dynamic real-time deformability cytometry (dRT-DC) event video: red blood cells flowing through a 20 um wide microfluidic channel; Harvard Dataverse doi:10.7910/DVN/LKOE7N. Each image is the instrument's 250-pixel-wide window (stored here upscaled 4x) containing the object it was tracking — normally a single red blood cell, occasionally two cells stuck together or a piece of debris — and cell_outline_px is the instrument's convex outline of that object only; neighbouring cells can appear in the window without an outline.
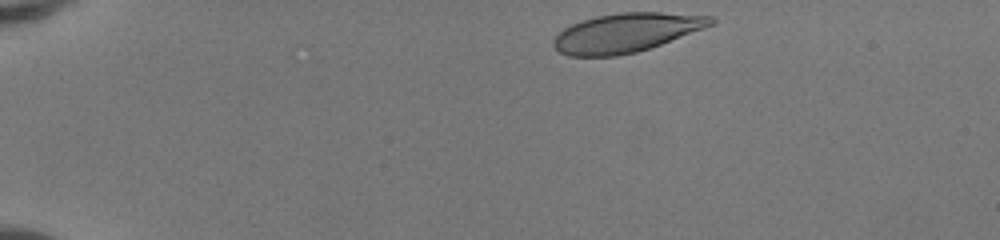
{"species": "human", "species_latin": "Homo sapiens", "temperature_condition": "room temperature", "stored_images_in_passage": 41, "camera_frame_rate_fps": 3000, "um_per_image_px": 0.085, "donor": {"sex": "female"}, "frame": {"image": 1, "passage_image": 1, "time_ms": 0.0, "image_size_px": [1000, 240], "cell_outline_px": [[716, 24], [660, 44], [636, 52], [616, 56], [568, 56], [560, 52], [552, 44], [552, 40], [564, 28], [572, 24], [596, 16], [620, 12], [660, 12], [712, 16], [716, 20]], "centroid_in_image_um": [53.24, 2.77], "position_along_channel_um": 31.8, "area_um2": 35.6}}
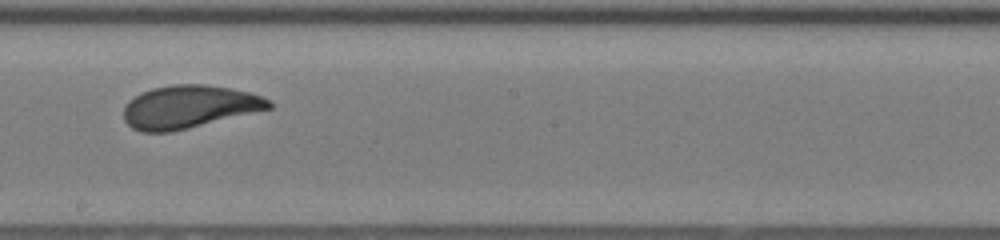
{"frame": {"image": 2, "passage_image": 22, "time_ms": 7.0, "image_size_px": [1000, 240], "cell_outline_px": [[272, 108], [188, 128], [168, 132], [140, 132], [132, 128], [124, 120], [124, 108], [128, 100], [140, 92], [152, 88], [172, 84], [204, 84], [228, 88], [248, 92], [272, 100]], "centroid_in_image_um": [16.03, 9.07], "position_along_channel_um": 232.2, "area_um2": 36.24}}
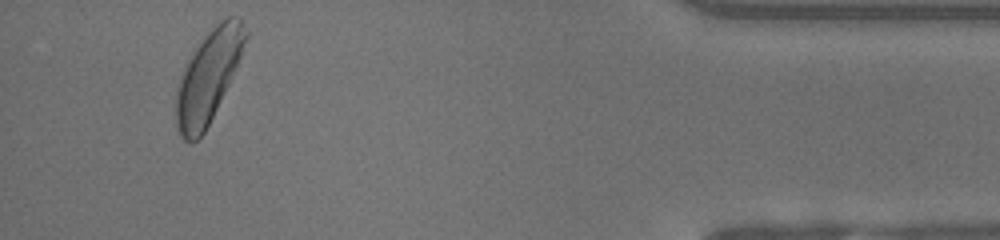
{"frame": {"image": 3, "passage_image": 39, "time_ms": 12.667, "image_size_px": [1000, 240], "cell_outline_px": [[248, 36], [240, 56], [228, 84], [204, 132], [192, 144], [188, 144], [180, 136], [176, 124], [176, 92], [184, 68], [196, 48], [208, 32], [220, 20], [228, 16], [240, 16], [248, 32]], "centroid_in_image_um": [17.7, 6.5], "position_along_channel_um": 417.5, "area_um2": 36.24}, "authors_computed_cell_mechanics": {"area_um2": 36.125, "velocity_mm_per_s": 4.1625, "shape_relaxation_time_tau1_ms": 2.8828, "shape_relaxation_time_tau2_ms": 0.8188, "deformation_change_tau1": 0.1557, "deformation_change_tau2": 0.055}}